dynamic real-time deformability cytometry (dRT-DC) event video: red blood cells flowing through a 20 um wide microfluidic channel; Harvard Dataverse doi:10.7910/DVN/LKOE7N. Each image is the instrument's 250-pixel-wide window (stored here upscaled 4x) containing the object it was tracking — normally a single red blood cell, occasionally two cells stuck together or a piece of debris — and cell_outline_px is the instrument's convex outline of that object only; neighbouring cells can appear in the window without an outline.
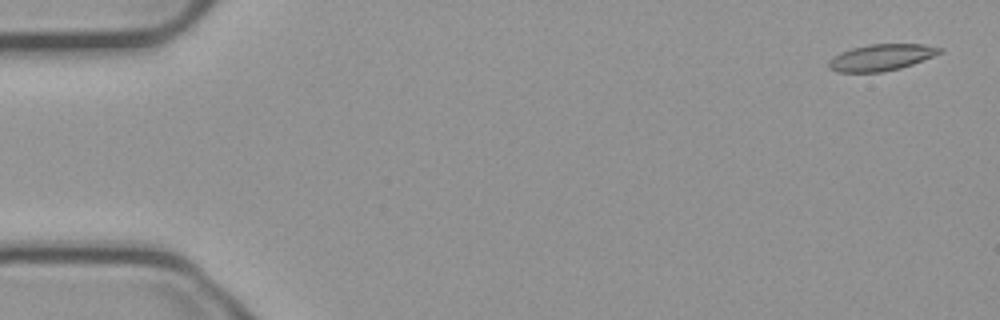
{"species": "common noctule bat (a hibernating species)", "species_latin": "Nyctalus noctula", "temperature_condition": "cold", "stored_images_in_passage": 49, "camera_frame_rate_fps": 3000, "um_per_image_px": 0.085, "animal": {"sex": "male", "body_mass_g": 23.1, "forearm_length_mm": 52.7}, "frame": {"image": 1, "passage_image": 1, "time_ms": 0.0, "image_size_px": [1000, 320], "cell_outline_px": [[944, 52], [912, 64], [900, 68], [884, 72], [840, 72], [828, 68], [828, 60], [832, 56], [840, 52], [852, 48], [868, 44], [924, 44], [944, 48]], "centroid_in_image_um": [74.91, 4.87], "position_along_channel_um": 10.1, "area_um2": 17.28}}
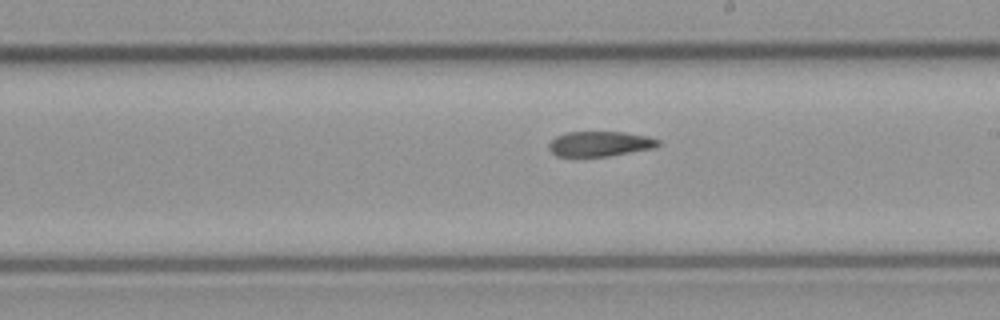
{"frame": {"image": 2, "passage_image": 30, "time_ms": 9.667, "image_size_px": [1000, 320], "cell_outline_px": [[660, 144], [652, 148], [608, 156], [556, 156], [548, 148], [548, 144], [556, 136], [564, 132], [624, 132], [648, 136], [660, 140]], "centroid_in_image_um": [50.97, 12.21], "position_along_channel_um": 238.0, "area_um2": 15.9}}
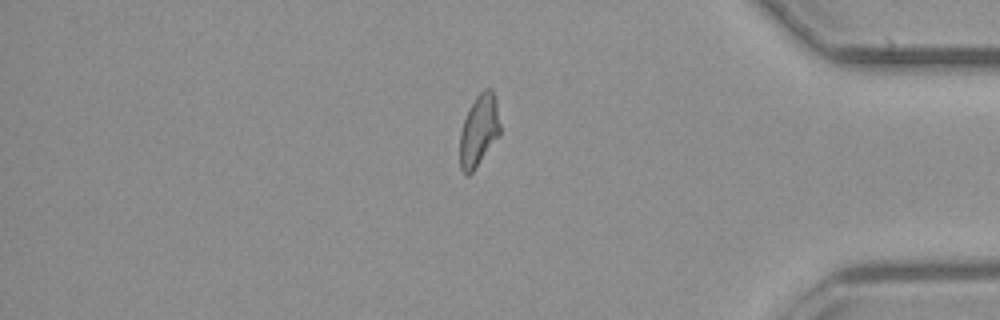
{"frame": {"image": 3, "passage_image": 45, "time_ms": 14.667, "image_size_px": [1000, 320], "cell_outline_px": [[500, 136], [472, 172], [468, 176], [464, 176], [460, 168], [460, 132], [468, 108], [476, 96], [484, 88], [492, 88], [496, 100], [500, 124]], "centroid_in_image_um": [40.71, 11.09], "position_along_channel_um": 394.5, "area_um2": 17.05}, "authors_computed_cell_mechanics": {"area_um2": 17.34, "velocity_mm_per_s": 3.7415, "shape_relaxation_time_tau1_ms": null, "shape_relaxation_time_tau2_ms": 10.1564, "deformation_change_tau1": null, "deformation_change_tau2": 0.2069}}